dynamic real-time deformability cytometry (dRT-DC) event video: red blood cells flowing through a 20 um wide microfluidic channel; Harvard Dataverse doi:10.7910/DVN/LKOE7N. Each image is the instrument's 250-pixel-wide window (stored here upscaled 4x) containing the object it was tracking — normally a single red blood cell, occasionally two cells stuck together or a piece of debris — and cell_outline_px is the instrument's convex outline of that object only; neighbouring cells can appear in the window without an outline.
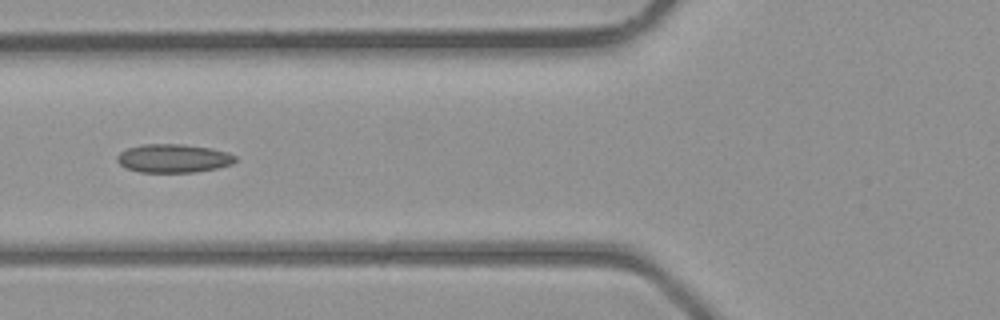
{"species": "common noctule bat (a hibernating species)", "species_latin": "Nyctalus noctula", "temperature_condition": "room temperature", "stored_images_in_passage": 5, "camera_frame_rate_fps": 3000, "um_per_image_px": 0.085, "animal": {"sex": "male", "body_mass_g": 23.1, "forearm_length_mm": 52.7}, "frame": {"image": 1, "passage_image": 5, "time_ms": 4.333, "image_size_px": [1000, 320], "cell_outline_px": [[236, 160], [232, 164], [216, 168], [196, 172], [140, 172], [128, 168], [120, 164], [116, 160], [116, 156], [120, 152], [128, 148], [144, 144], [184, 144], [212, 148], [228, 152], [236, 156]], "centroid_in_image_um": [14.76, 13.45], "position_along_channel_um": 111.0, "area_um2": 19.65}}